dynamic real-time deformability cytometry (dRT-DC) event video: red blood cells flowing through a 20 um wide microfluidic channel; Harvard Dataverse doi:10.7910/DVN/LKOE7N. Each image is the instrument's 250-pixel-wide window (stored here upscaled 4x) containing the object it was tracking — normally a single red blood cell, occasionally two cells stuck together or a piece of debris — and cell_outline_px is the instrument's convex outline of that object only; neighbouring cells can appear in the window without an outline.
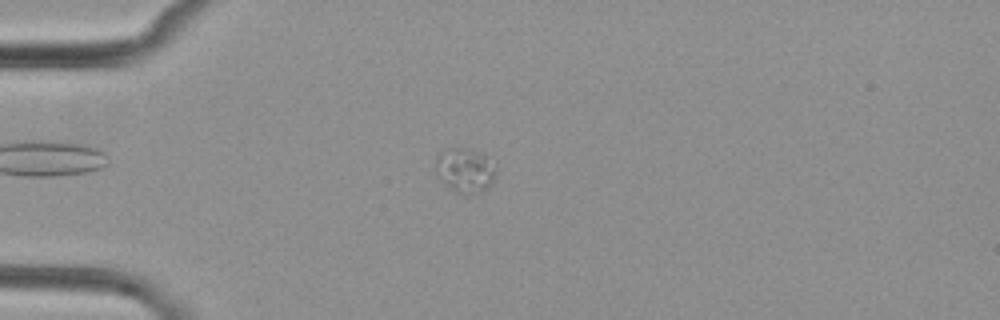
{"species": "common noctule bat (a hibernating species)", "species_latin": "Nyctalus noctula", "temperature_condition": "cold", "stored_images_in_passage": 5, "camera_frame_rate_fps": 3000, "um_per_image_px": 0.085, "animal": {"sex": "female", "body_mass_g": 29.2, "forearm_length_mm": 56.3}, "frame": {"image": 1, "passage_image": 5, "time_ms": 5.333, "image_size_px": [1000, 320], "cell_outline_px": [[496, 176], [492, 184], [488, 188], [480, 192], [468, 196], [464, 196], [456, 192], [440, 180], [436, 172], [436, 160], [440, 156], [452, 148], [464, 148], [476, 152], [484, 156], [496, 164]], "centroid_in_image_um": [39.59, 14.55], "position_along_channel_um": 45.4, "area_um2": 15.49}}